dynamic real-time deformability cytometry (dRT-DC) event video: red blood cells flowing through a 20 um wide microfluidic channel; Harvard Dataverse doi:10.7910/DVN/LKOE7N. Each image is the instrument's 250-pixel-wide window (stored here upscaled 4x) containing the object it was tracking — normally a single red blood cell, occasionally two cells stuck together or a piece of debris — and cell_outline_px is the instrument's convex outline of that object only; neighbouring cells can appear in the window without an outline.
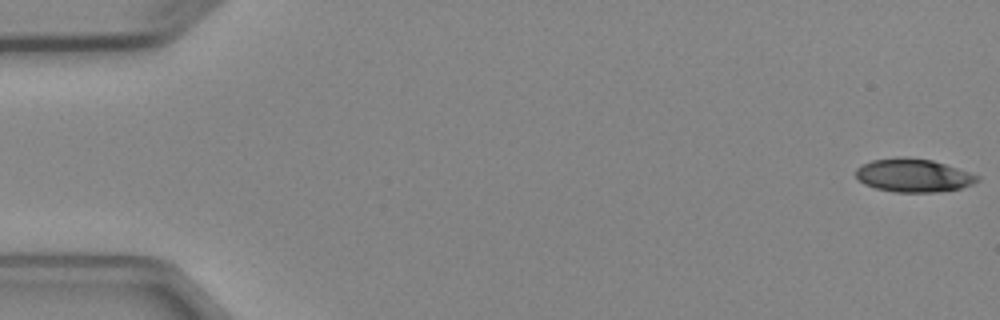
{"species": "Egyptian fruit bat (a non-hibernating species)", "species_latin": "Rousettus aegyptiacus", "temperature_condition": "cold", "stored_images_in_passage": 5, "camera_frame_rate_fps": 3000, "um_per_image_px": 0.085, "animal": {"sex": "female"}, "frame": {"image": 1, "passage_image": 1, "time_ms": 0.0, "image_size_px": [1000, 320], "cell_outline_px": [[980, 180], [972, 184], [960, 188], [936, 192], [892, 192], [876, 188], [864, 184], [856, 176], [856, 168], [872, 160], [900, 156], [904, 156], [932, 160], [980, 176]], "centroid_in_image_um": [77.62, 14.9], "position_along_channel_um": 7.4, "area_um2": 23.47}}
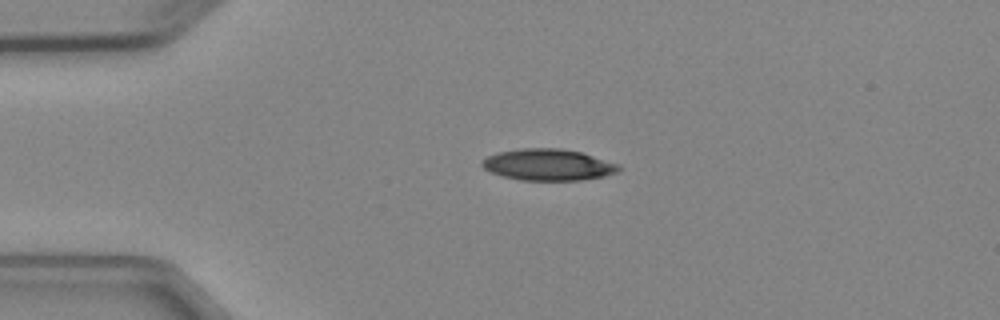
{"frame": {"image": 2, "passage_image": 4, "time_ms": 3.667, "image_size_px": [1000, 320], "cell_outline_px": [[620, 168], [616, 172], [604, 176], [580, 180], [520, 180], [500, 176], [484, 168], [480, 164], [480, 160], [496, 152], [520, 148], [560, 148], [580, 152], [620, 164]], "centroid_in_image_um": [46.55, 14.0], "position_along_channel_um": 38.5, "area_um2": 25.14}}